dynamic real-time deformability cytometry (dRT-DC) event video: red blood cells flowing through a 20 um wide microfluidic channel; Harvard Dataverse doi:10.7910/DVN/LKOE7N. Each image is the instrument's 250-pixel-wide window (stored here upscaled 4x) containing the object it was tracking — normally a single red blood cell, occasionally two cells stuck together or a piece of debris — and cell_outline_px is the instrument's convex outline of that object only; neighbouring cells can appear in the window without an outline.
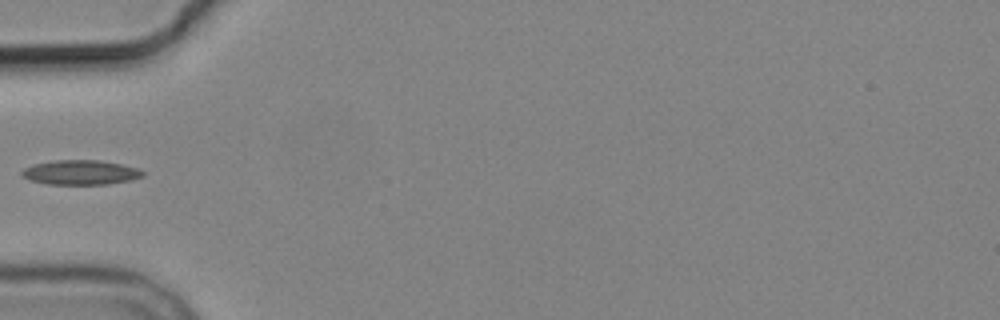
{"species": "common noctule bat (a hibernating species)", "species_latin": "Nyctalus noctula", "temperature_condition": "cold", "stored_images_in_passage": 1, "camera_frame_rate_fps": 3000, "um_per_image_px": 0.085, "animal": {"sex": "male", "body_mass_g": 19.2, "forearm_length_mm": 51.8}, "frame": {"image": 1, "passage_image": 1, "time_ms": 0.0, "image_size_px": [1000, 320], "cell_outline_px": [[144, 176], [132, 180], [108, 184], [48, 184], [28, 180], [20, 172], [24, 168], [36, 164], [52, 160], [100, 160], [120, 164], [136, 168], [144, 172]], "centroid_in_image_um": [6.85, 14.66], "position_along_channel_um": 78.1, "area_um2": 17.28}}